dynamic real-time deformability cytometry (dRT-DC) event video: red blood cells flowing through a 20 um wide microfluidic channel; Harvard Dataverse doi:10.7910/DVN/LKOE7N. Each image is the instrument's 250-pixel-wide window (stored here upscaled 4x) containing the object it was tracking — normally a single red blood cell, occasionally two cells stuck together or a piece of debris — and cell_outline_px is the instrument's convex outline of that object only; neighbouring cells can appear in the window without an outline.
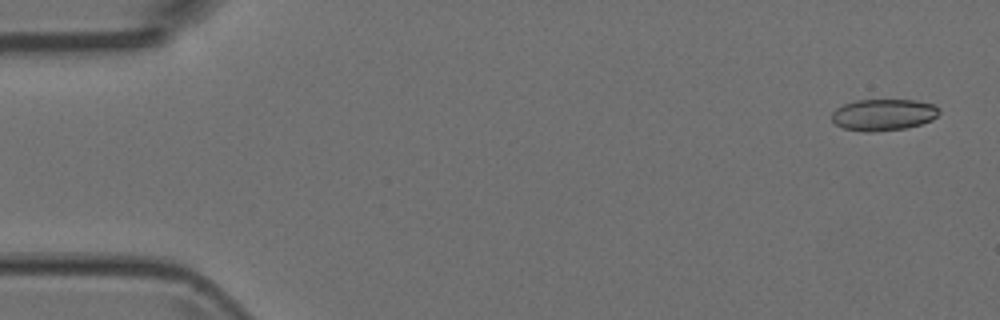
{"species": "Egyptian fruit bat (a non-hibernating species)", "species_latin": "Rousettus aegyptiacus", "temperature_condition": "room temperature", "stored_images_in_passage": 7, "camera_frame_rate_fps": 3000, "um_per_image_px": 0.085, "animal": {"sex": "female"}, "frame": {"image": 1, "passage_image": 1, "time_ms": 0.0, "image_size_px": [1000, 320], "cell_outline_px": [[940, 112], [932, 120], [920, 124], [904, 128], [872, 132], [868, 132], [844, 128], [836, 124], [832, 120], [832, 112], [836, 108], [844, 104], [856, 100], [916, 100], [936, 104], [940, 108]], "centroid_in_image_um": [75.12, 9.74], "position_along_channel_um": 9.9, "area_um2": 19.77}}
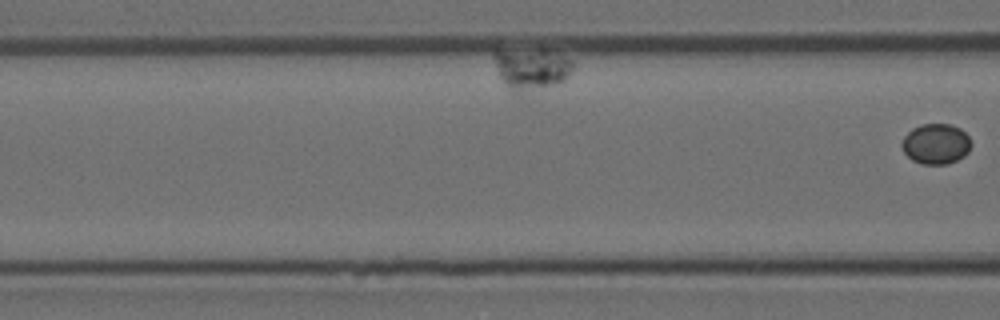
{"frame": {"image": 2, "passage_image": 7, "time_ms": 2.0, "image_size_px": [1000, 320], "cell_outline_px": [[972, 144], [968, 152], [964, 156], [948, 164], [920, 164], [912, 160], [904, 152], [900, 144], [904, 136], [912, 128], [920, 124], [952, 124], [960, 128], [972, 140]], "centroid_in_image_um": [79.55, 12.22], "position_along_channel_um": 87.0, "area_um2": 16.53}}